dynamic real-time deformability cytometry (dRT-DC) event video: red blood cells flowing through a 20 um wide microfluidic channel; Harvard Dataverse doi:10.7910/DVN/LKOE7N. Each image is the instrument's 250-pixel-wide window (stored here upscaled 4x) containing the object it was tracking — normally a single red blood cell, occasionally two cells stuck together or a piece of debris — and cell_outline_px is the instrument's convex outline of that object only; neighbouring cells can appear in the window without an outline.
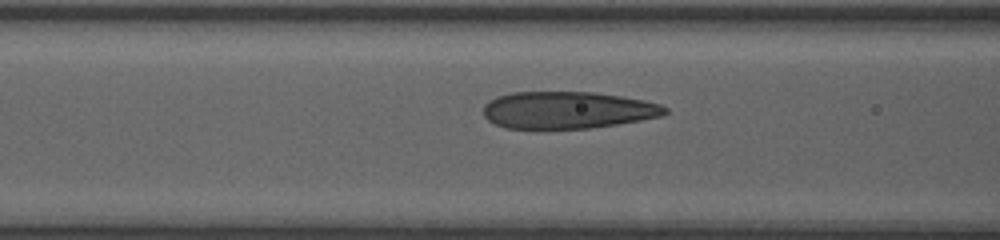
{"species": "human", "species_latin": "Homo sapiens", "temperature_condition": "room temperature", "stored_images_in_passage": 34, "camera_frame_rate_fps": 3000, "um_per_image_px": 0.085, "donor": {"sex": "female"}, "frame": {"image": 1, "passage_image": 13, "time_ms": 4.0, "image_size_px": [1000, 240], "cell_outline_px": [[668, 112], [660, 116], [640, 120], [616, 124], [588, 128], [508, 128], [496, 124], [488, 120], [484, 116], [484, 104], [488, 100], [496, 96], [512, 92], [592, 92], [620, 96], [644, 100], [660, 104], [668, 108]], "centroid_in_image_um": [48.22, 9.34], "position_along_channel_um": 118.4, "area_um2": 39.07}}
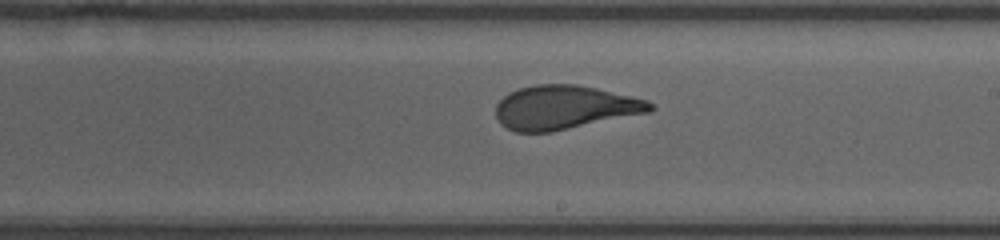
{"frame": {"image": 2, "passage_image": 22, "time_ms": 7.0, "image_size_px": [1000, 240], "cell_outline_px": [[656, 108], [648, 112], [552, 132], [516, 132], [500, 124], [496, 116], [496, 104], [508, 92], [520, 88], [536, 84], [576, 84], [596, 88], [648, 100]], "centroid_in_image_um": [47.96, 9.13], "position_along_channel_um": 241.0, "area_um2": 39.3}}
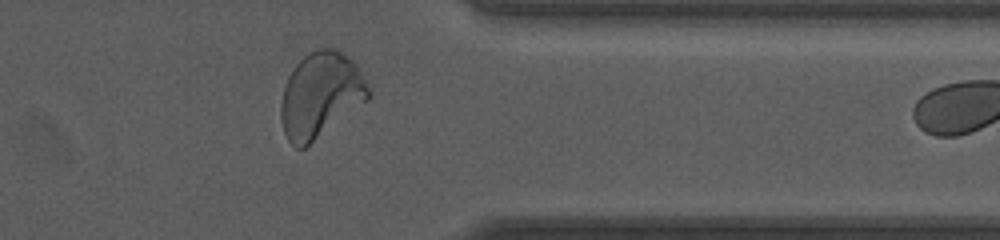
{"frame": {"image": 3, "passage_image": 33, "time_ms": 10.667, "image_size_px": [1000, 240], "cell_outline_px": [[372, 96], [368, 100], [304, 148], [296, 148], [288, 140], [284, 132], [280, 116], [280, 104], [284, 88], [288, 76], [296, 64], [308, 52], [316, 48], [332, 48], [348, 56], [360, 68], [372, 92]], "centroid_in_image_um": [27.27, 8.06], "position_along_channel_um": 384.1, "area_um2": 43.58}}